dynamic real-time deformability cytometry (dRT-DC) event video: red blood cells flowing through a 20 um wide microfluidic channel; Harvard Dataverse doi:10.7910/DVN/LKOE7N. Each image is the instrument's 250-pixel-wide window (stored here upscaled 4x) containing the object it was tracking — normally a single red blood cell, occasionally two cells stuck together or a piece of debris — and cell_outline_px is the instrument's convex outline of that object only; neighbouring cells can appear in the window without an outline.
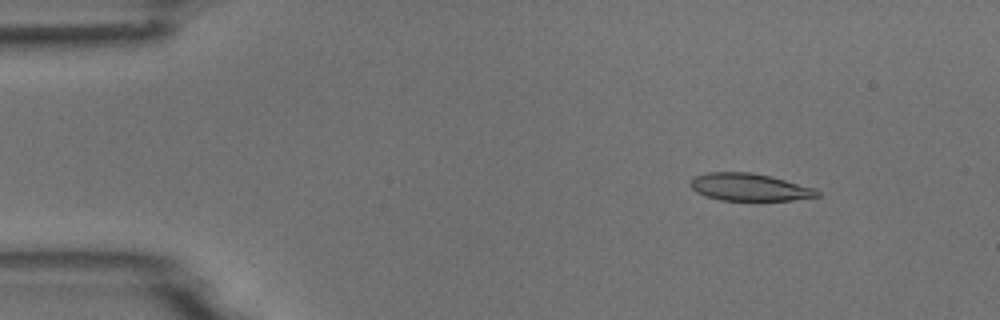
{"species": "common noctule bat (a hibernating species)", "species_latin": "Nyctalus noctula", "temperature_condition": "room temperature", "stored_images_in_passage": 4, "camera_frame_rate_fps": 3000, "um_per_image_px": 0.085, "animal": {"sex": "male", "body_mass_g": 18.8}, "frame": {"image": 1, "passage_image": 1, "time_ms": 0.0, "image_size_px": [1000, 320], "cell_outline_px": [[820, 196], [792, 200], [720, 200], [704, 196], [696, 192], [688, 184], [692, 176], [708, 172], [752, 172], [772, 176], [816, 188], [820, 192]], "centroid_in_image_um": [63.68, 15.9], "position_along_channel_um": 21.3, "area_um2": 20.58}}
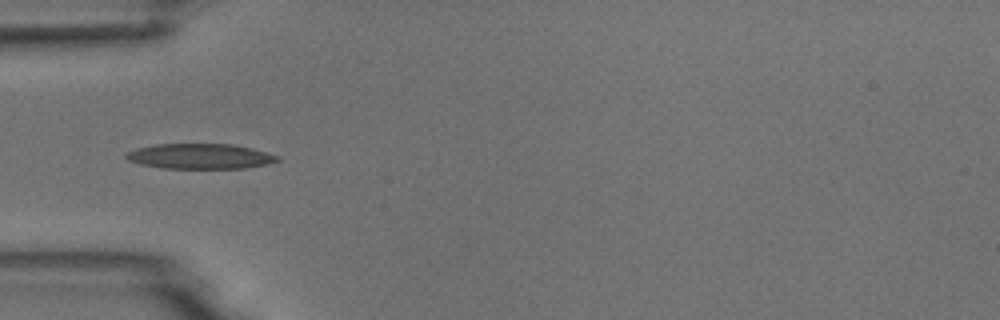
{"frame": {"image": 2, "passage_image": 4, "time_ms": 3.333, "image_size_px": [1000, 320], "cell_outline_px": [[280, 160], [264, 164], [244, 168], [160, 168], [140, 164], [128, 160], [124, 156], [128, 152], [136, 148], [156, 144], [232, 144], [252, 148], [280, 156]], "centroid_in_image_um": [16.99, 13.28], "position_along_channel_um": 68.0, "area_um2": 22.14}}